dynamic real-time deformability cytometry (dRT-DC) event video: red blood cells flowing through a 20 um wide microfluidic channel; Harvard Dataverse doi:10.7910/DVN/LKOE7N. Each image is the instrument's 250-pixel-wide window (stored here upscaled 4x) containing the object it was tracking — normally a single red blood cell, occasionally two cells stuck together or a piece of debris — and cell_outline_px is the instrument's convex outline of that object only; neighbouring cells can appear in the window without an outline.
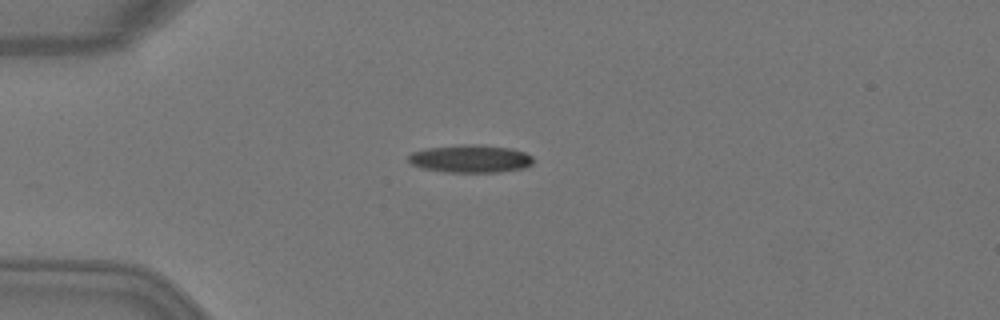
{"species": "Egyptian fruit bat (a non-hibernating species)", "species_latin": "Rousettus aegyptiacus", "temperature_condition": "warm", "stored_images_in_passage": 5, "camera_frame_rate_fps": 3000, "um_per_image_px": 0.085, "animal": {"sex": "female"}, "frame": {"image": 1, "passage_image": 4, "time_ms": 1.0, "image_size_px": [1000, 320], "cell_outline_px": [[532, 164], [524, 168], [496, 172], [444, 172], [420, 168], [412, 164], [408, 160], [408, 156], [412, 152], [424, 148], [464, 144], [476, 144], [512, 148], [524, 152], [532, 156]], "centroid_in_image_um": [39.96, 13.49], "position_along_channel_um": 45.0, "area_um2": 20.35}}
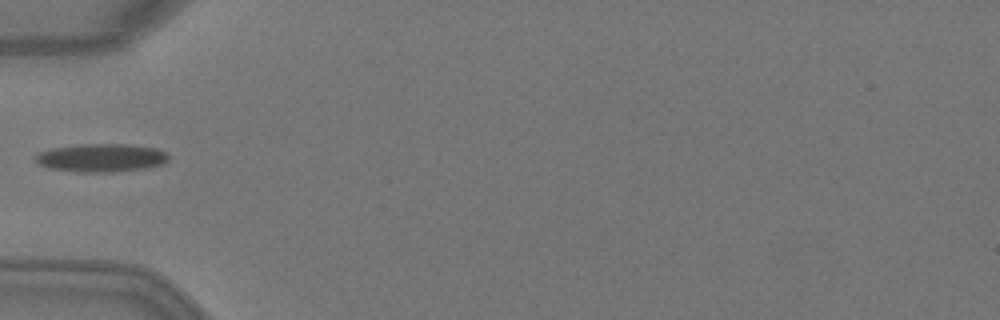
{"frame": {"image": 2, "passage_image": 5, "time_ms": 1.333, "image_size_px": [1000, 320], "cell_outline_px": [[168, 160], [164, 164], [148, 168], [112, 172], [80, 172], [48, 168], [40, 164], [36, 160], [36, 156], [40, 152], [52, 148], [80, 144], [128, 144], [156, 148], [168, 152]], "centroid_in_image_um": [8.67, 13.41], "position_along_channel_um": 76.3, "area_um2": 21.96}}